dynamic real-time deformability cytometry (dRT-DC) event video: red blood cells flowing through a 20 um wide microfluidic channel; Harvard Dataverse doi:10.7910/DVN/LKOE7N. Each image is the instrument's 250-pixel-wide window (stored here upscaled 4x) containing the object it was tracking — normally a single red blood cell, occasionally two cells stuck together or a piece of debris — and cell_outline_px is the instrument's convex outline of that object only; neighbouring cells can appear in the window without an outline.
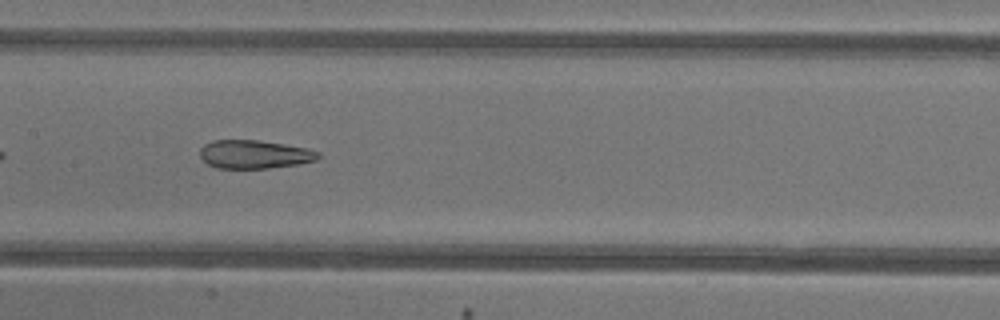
{"species": "common noctule bat (a hibernating species)", "species_latin": "Nyctalus noctula", "temperature_condition": "warm", "stored_images_in_passage": 34, "camera_frame_rate_fps": 3000, "um_per_image_px": 0.085, "animal": {"sex": "female"}, "frame": {"image": 1, "passage_image": 10, "time_ms": 3.0, "image_size_px": [1000, 320], "cell_outline_px": [[320, 156], [316, 160], [296, 164], [268, 168], [216, 168], [208, 164], [200, 156], [200, 148], [204, 144], [212, 140], [256, 140], [284, 144], [308, 148], [320, 152]], "centroid_in_image_um": [21.61, 13.11], "position_along_channel_um": 185.8, "area_um2": 19.54}}
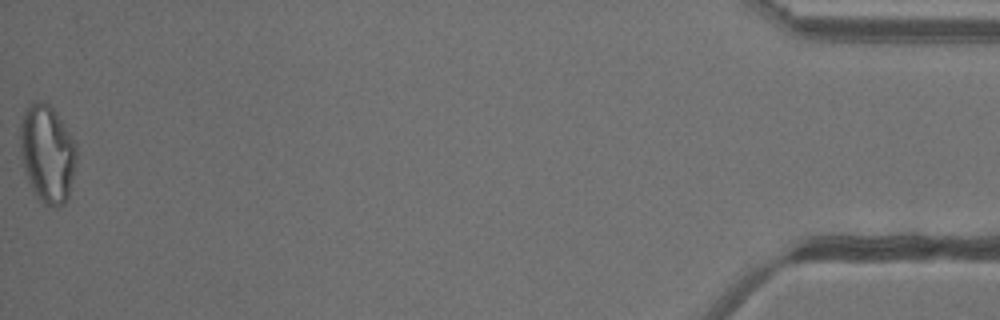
{"frame": {"image": 2, "passage_image": 34, "time_ms": 11.0, "image_size_px": [1000, 320], "cell_outline_px": [[76, 160], [68, 196], [64, 204], [56, 208], [44, 204], [36, 196], [24, 172], [20, 152], [20, 124], [24, 108], [32, 100], [44, 100], [56, 112], [76, 144]], "centroid_in_image_um": [3.99, 13.02], "position_along_channel_um": 431.2, "area_um2": 32.31}, "authors_computed_cell_mechanics": {"area_um2": 22.7154, "velocity_mm_per_s": 4.2734, "shape_relaxation_time_tau1_ms": null, "shape_relaxation_time_tau2_ms": 1.7989, "deformation_change_tau1": null, "deformation_change_tau2": 0.0964}}